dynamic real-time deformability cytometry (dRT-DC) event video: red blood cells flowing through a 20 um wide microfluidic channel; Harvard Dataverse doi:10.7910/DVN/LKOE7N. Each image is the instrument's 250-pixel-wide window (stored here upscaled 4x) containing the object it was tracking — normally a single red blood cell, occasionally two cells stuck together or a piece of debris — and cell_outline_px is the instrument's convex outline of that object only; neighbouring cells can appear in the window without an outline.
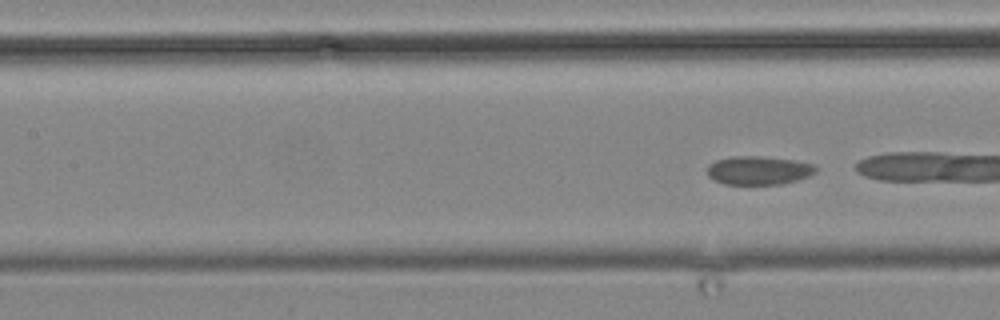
{"species": "common noctule bat (a hibernating species)", "species_latin": "Nyctalus noctula", "temperature_condition": "cold", "stored_images_in_passage": 5, "segment_of_instrument_passage": [2, 2], "camera_frame_rate_fps": 3000, "um_per_image_px": 0.085, "animal": {"sex": "male", "body_mass_g": 19.2, "forearm_length_mm": 51.8}, "frame": {"image": 1, "passage_image": 5, "time_ms": 4.667, "image_size_px": [1000, 320], "cell_outline_px": [[816, 172], [808, 176], [784, 184], [724, 184], [708, 176], [708, 164], [716, 160], [732, 156], [760, 156], [796, 160], [812, 164], [816, 168]], "centroid_in_image_um": [64.48, 14.47], "position_along_channel_um": 142.9, "area_um2": 18.03}}